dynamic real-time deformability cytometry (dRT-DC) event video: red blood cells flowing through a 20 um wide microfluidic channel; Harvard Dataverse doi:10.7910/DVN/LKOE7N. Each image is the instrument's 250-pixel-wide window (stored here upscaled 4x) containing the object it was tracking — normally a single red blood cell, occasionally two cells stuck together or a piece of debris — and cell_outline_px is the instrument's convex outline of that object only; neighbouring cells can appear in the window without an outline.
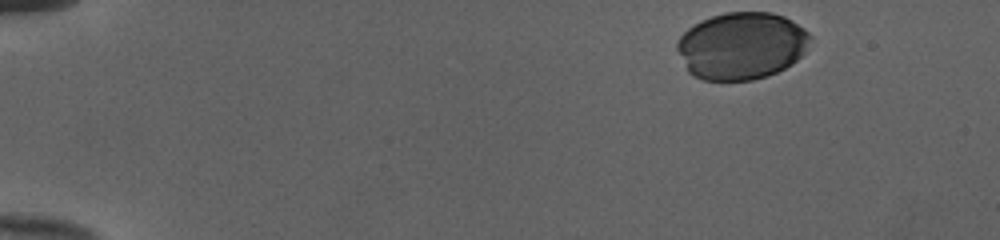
{"species": "human", "species_latin": "Homo sapiens", "temperature_condition": "cold", "stored_images_in_passage": 39, "camera_frame_rate_fps": 3000, "um_per_image_px": 0.085, "donor": {"sex": "female"}, "frame": {"image": 1, "passage_image": 1, "time_ms": 0.0, "image_size_px": [1000, 240], "cell_outline_px": [[812, 40], [804, 52], [792, 64], [768, 76], [752, 80], [704, 80], [692, 76], [688, 72], [676, 48], [676, 40], [688, 28], [700, 20], [724, 12], [772, 12], [784, 16], [792, 20], [804, 28], [812, 36]], "centroid_in_image_um": [63.03, 3.88], "position_along_channel_um": 22.0, "area_um2": 52.54}}
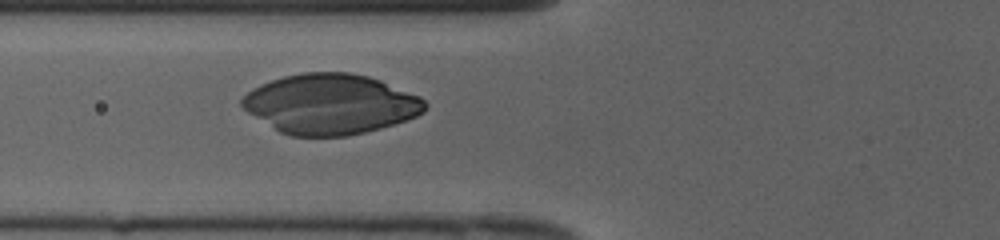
{"frame": {"image": 2, "passage_image": 16, "time_ms": 5.0, "image_size_px": [1000, 240], "cell_outline_px": [[428, 108], [424, 112], [408, 120], [380, 128], [348, 136], [292, 136], [280, 132], [248, 112], [240, 104], [240, 100], [252, 88], [260, 84], [284, 76], [304, 72], [348, 72], [368, 76], [380, 80], [420, 96], [428, 104]], "centroid_in_image_um": [28.11, 8.84], "position_along_channel_um": 97.7, "area_um2": 64.04}}
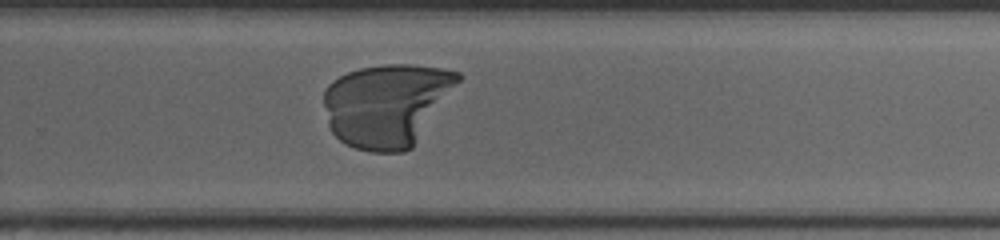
{"frame": {"image": 3, "passage_image": 31, "time_ms": 10.0, "image_size_px": [1000, 240], "cell_outline_px": [[464, 76], [412, 148], [404, 152], [372, 152], [356, 148], [344, 144], [332, 132], [328, 124], [324, 104], [324, 92], [328, 84], [332, 80], [348, 72], [360, 68], [384, 64], [408, 64], [440, 68], [460, 72]], "centroid_in_image_um": [32.89, 8.9], "position_along_channel_um": 296.9, "area_um2": 65.03}}